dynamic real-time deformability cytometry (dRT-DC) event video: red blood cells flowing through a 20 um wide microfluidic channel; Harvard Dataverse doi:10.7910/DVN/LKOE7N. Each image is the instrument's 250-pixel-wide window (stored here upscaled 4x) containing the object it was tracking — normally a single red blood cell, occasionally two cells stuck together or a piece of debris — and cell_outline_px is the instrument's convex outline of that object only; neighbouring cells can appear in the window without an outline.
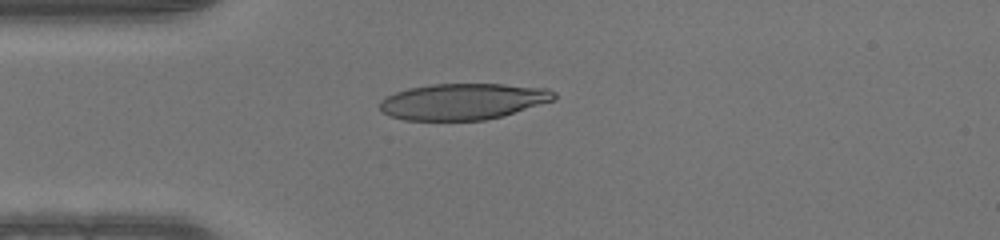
{"species": "human", "species_latin": "Homo sapiens", "temperature_condition": "warm", "stored_images_in_passage": 38, "camera_frame_rate_fps": 3000, "um_per_image_px": 0.085, "donor": {"sex": "male"}, "frame": {"image": 1, "passage_image": 1, "time_ms": 0.0, "image_size_px": [1000, 240], "cell_outline_px": [[556, 100], [504, 116], [484, 120], [404, 120], [388, 116], [380, 112], [380, 100], [384, 96], [408, 88], [432, 84], [504, 84], [548, 88], [556, 92]], "centroid_in_image_um": [39.36, 8.63], "position_along_channel_um": 45.6, "area_um2": 37.28}}
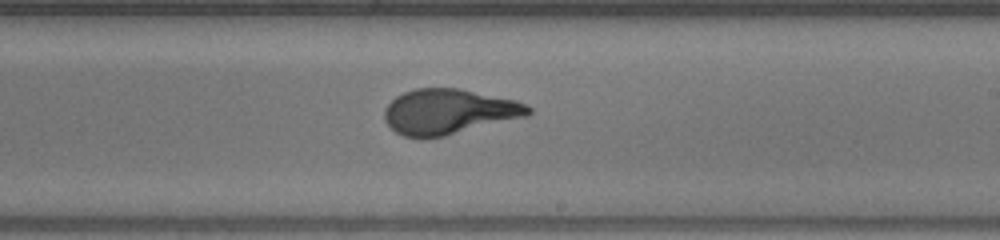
{"frame": {"image": 2, "passage_image": 17, "time_ms": 5.333, "image_size_px": [1000, 240], "cell_outline_px": [[532, 112], [528, 116], [444, 136], [420, 140], [404, 136], [396, 132], [384, 120], [384, 108], [396, 96], [404, 92], [416, 88], [460, 88], [516, 100], [532, 108]], "centroid_in_image_um": [38.13, 9.5], "position_along_channel_um": 250.9, "area_um2": 38.21}}
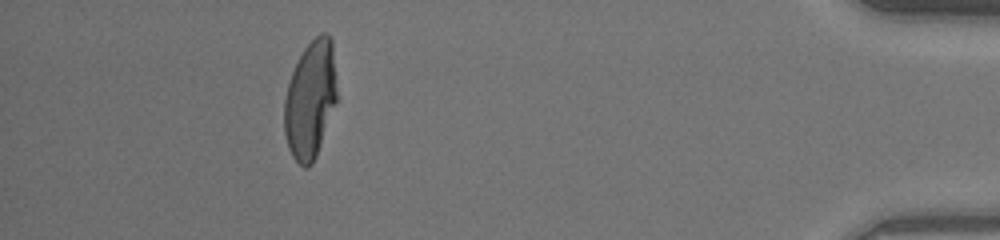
{"frame": {"image": 3, "passage_image": 33, "time_ms": 10.667, "image_size_px": [1000, 240], "cell_outline_px": [[336, 100], [316, 156], [312, 164], [308, 168], [304, 168], [292, 156], [288, 148], [284, 132], [284, 100], [288, 84], [292, 72], [304, 48], [320, 32], [324, 32], [332, 40], [336, 88]], "centroid_in_image_um": [26.36, 8.48], "position_along_channel_um": 408.8, "area_um2": 35.66}}